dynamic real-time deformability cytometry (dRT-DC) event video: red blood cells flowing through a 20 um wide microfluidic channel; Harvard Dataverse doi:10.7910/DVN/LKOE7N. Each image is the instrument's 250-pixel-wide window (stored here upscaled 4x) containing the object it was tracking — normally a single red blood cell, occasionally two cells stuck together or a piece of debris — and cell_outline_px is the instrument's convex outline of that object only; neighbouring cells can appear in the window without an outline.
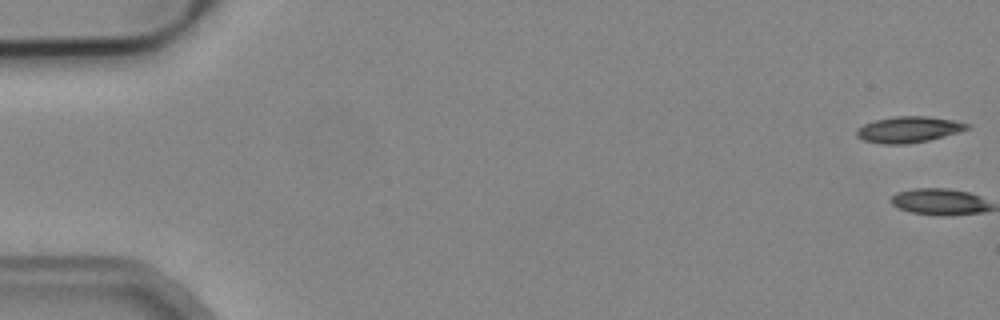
{"species": "common noctule bat (a hibernating species)", "species_latin": "Nyctalus noctula", "temperature_condition": "cold", "stored_images_in_passage": 6, "camera_frame_rate_fps": 3000, "um_per_image_px": 0.085, "animal": {"sex": "male", "body_mass_g": 19.2, "forearm_length_mm": 51.8}, "frame": {"image": 1, "passage_image": 1, "time_ms": 0.0, "image_size_px": [1000, 320], "cell_outline_px": [[972, 128], [960, 132], [928, 140], [908, 144], [880, 144], [864, 140], [856, 136], [856, 128], [864, 124], [876, 120], [896, 116], [928, 116], [952, 120], [972, 124]], "centroid_in_image_um": [77.26, 11.01], "position_along_channel_um": 7.7, "area_um2": 16.94}}
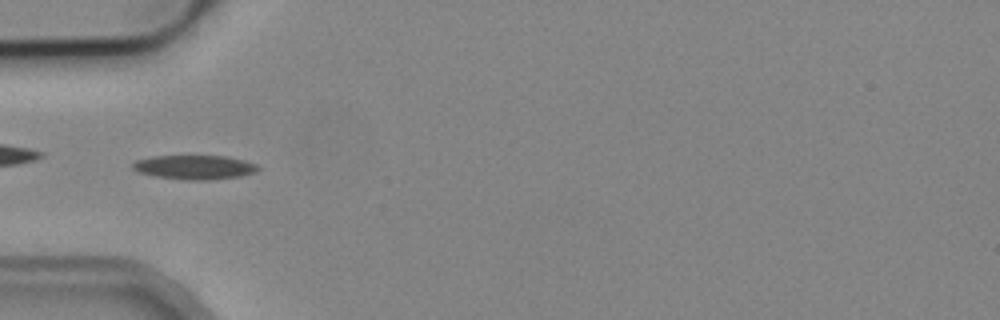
{"frame": {"image": 2, "passage_image": 6, "time_ms": 6.0, "image_size_px": [1000, 320], "cell_outline_px": [[260, 168], [256, 172], [240, 176], [212, 180], [184, 180], [156, 176], [136, 172], [132, 168], [132, 164], [136, 160], [152, 156], [224, 156], [244, 160], [256, 164]], "centroid_in_image_um": [16.52, 14.22], "position_along_channel_um": 68.5, "area_um2": 17.74}}